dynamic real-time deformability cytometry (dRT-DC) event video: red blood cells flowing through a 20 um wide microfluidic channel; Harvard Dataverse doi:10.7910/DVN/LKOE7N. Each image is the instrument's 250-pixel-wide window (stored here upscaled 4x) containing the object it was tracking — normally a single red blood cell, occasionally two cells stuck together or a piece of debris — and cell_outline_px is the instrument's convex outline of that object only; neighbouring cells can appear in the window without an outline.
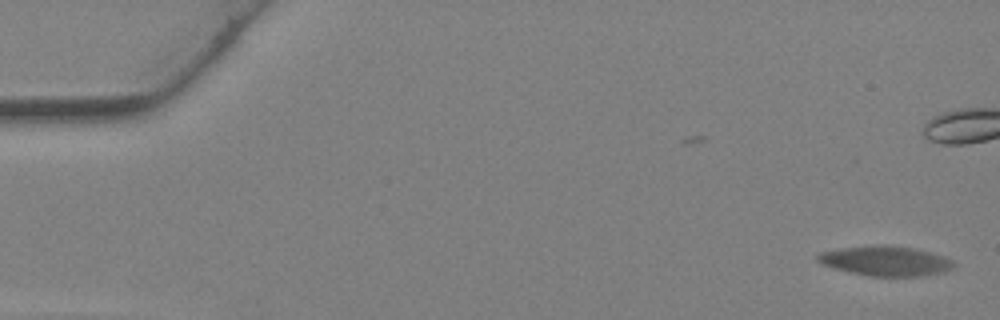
{"species": "Egyptian fruit bat (a non-hibernating species)", "species_latin": "Rousettus aegyptiacus", "temperature_condition": "warm", "stored_images_in_passage": 47, "camera_frame_rate_fps": 3000, "um_per_image_px": 0.085, "animal": {"sex": "female"}, "frame": {"image": 1, "passage_image": 1, "time_ms": 0.0, "image_size_px": [1000, 320], "cell_outline_px": [[956, 268], [944, 272], [920, 276], [872, 276], [852, 272], [836, 268], [824, 264], [816, 260], [816, 256], [820, 252], [844, 248], [880, 244], [912, 248], [944, 256], [952, 260], [956, 264]], "centroid_in_image_um": [75.33, 22.18], "position_along_channel_um": 9.7, "area_um2": 23.35}}
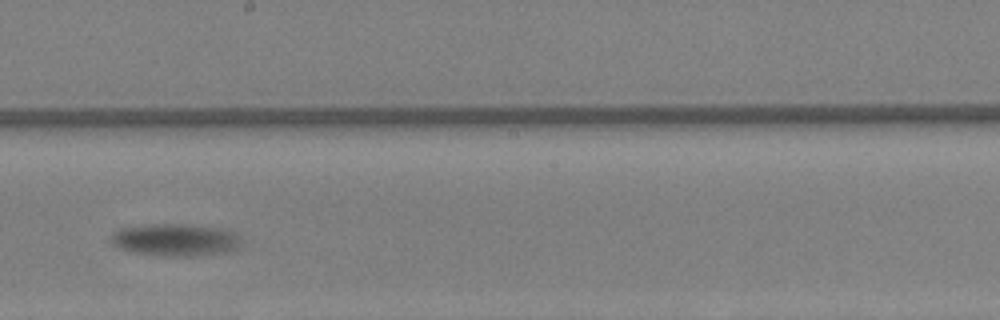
{"frame": {"image": 2, "passage_image": 26, "time_ms": 8.333, "image_size_px": [1000, 320], "cell_outline_px": [[240, 244], [236, 248], [224, 252], [204, 256], [164, 256], [132, 252], [120, 248], [112, 244], [112, 232], [120, 228], [152, 224], [192, 224], [224, 228], [236, 232], [240, 240]], "centroid_in_image_um": [14.94, 20.38], "position_along_channel_um": 233.3, "area_um2": 24.8}}
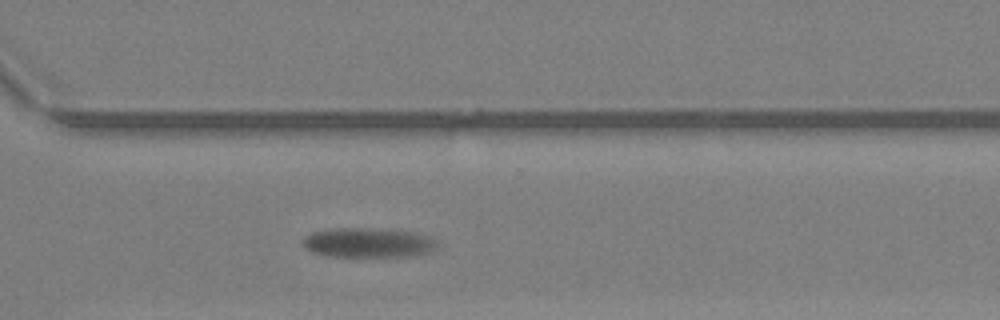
{"frame": {"image": 3, "passage_image": 33, "time_ms": 10.667, "image_size_px": [1000, 320], "cell_outline_px": [[440, 248], [436, 252], [408, 256], [332, 256], [312, 252], [300, 240], [304, 236], [312, 232], [340, 228], [372, 228], [416, 232], [428, 236], [436, 240]], "centroid_in_image_um": [31.39, 20.62], "position_along_channel_um": 339.2, "area_um2": 23.35}}